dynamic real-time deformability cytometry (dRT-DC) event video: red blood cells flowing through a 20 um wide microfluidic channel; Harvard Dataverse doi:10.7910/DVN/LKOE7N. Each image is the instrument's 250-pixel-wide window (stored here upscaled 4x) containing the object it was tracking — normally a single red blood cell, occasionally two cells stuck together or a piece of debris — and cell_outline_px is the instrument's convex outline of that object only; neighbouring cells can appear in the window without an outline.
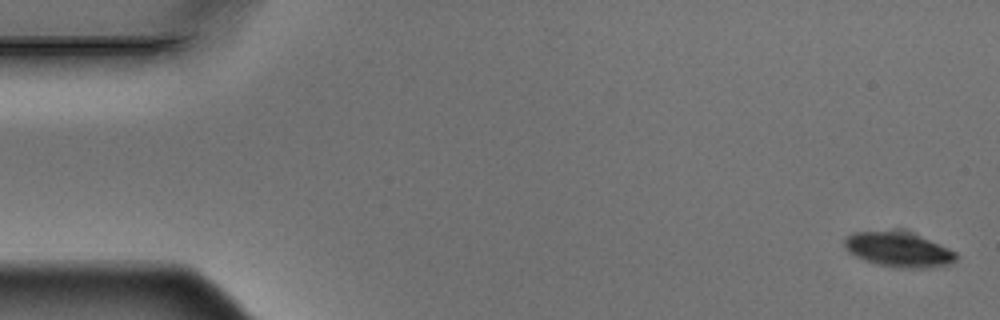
{"species": "Egyptian fruit bat (a non-hibernating species)", "species_latin": "Rousettus aegyptiacus", "temperature_condition": "warm", "stored_images_in_passage": 5, "camera_frame_rate_fps": 3000, "um_per_image_px": 0.085, "animal": {"sex": "male"}, "frame": {"image": 1, "passage_image": 1, "time_ms": 0.0, "image_size_px": [1000, 320], "cell_outline_px": [[956, 260], [948, 264], [928, 268], [900, 268], [880, 264], [864, 260], [848, 252], [844, 248], [844, 240], [852, 232], [908, 232], [948, 248], [956, 252]], "centroid_in_image_um": [76.35, 21.23], "position_along_channel_um": 8.6, "area_um2": 22.02}}
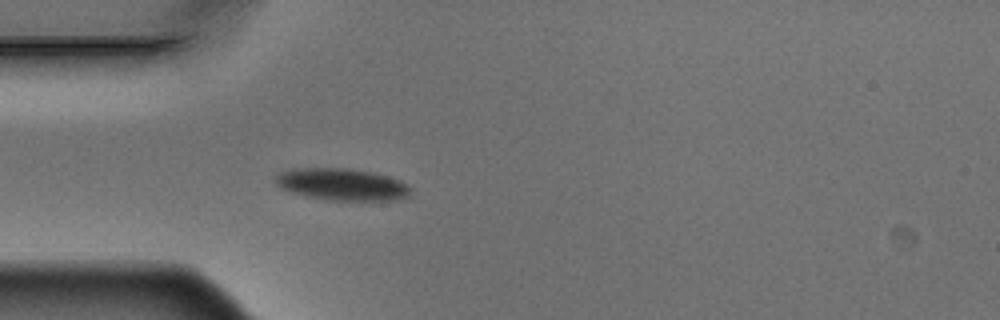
{"frame": {"image": 2, "passage_image": 5, "time_ms": 1.333, "image_size_px": [1000, 320], "cell_outline_px": [[408, 196], [396, 200], [324, 200], [304, 196], [280, 188], [272, 180], [280, 172], [292, 168], [348, 168], [372, 172], [388, 176], [400, 180], [408, 188]], "centroid_in_image_um": [28.98, 15.67], "position_along_channel_um": 56.0, "area_um2": 25.2}}